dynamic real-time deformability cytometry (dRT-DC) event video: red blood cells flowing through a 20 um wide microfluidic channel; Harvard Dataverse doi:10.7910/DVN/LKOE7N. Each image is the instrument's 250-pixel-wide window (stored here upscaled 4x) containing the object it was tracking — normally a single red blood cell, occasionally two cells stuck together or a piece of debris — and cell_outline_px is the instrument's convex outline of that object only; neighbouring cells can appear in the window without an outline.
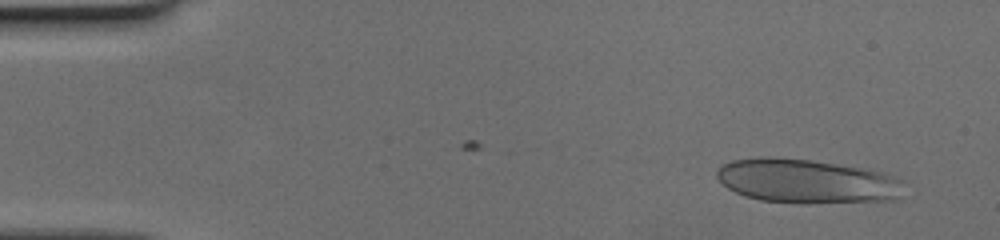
{"species": "human", "species_latin": "Homo sapiens", "temperature_condition": "cold", "stored_images_in_passage": 16, "camera_frame_rate_fps": 3000, "um_per_image_px": 0.085, "donor": {"sex": "female"}, "frame": {"image": 1, "passage_image": 2, "time_ms": 0.333, "image_size_px": [1000, 240], "cell_outline_px": [[900, 180], [896, 200], [760, 200], [736, 192], [728, 188], [716, 176], [716, 168], [720, 164], [732, 160], [760, 156], [768, 156], [808, 160], [868, 168], [884, 172]], "centroid_in_image_um": [68.45, 15.32], "position_along_channel_um": 16.6, "area_um2": 46.18}}
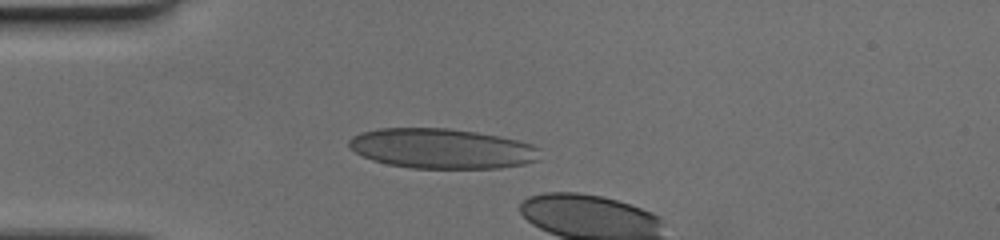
{"frame": {"image": 2, "passage_image": 11, "time_ms": 3.333, "image_size_px": [1000, 240], "cell_outline_px": [[536, 160], [524, 164], [500, 168], [412, 168], [388, 164], [372, 160], [356, 152], [348, 144], [348, 140], [352, 136], [360, 132], [380, 128], [448, 128], [476, 132], [516, 140], [532, 144], [536, 148]], "centroid_in_image_um": [37.49, 12.62], "position_along_channel_um": 47.5, "area_um2": 44.1}}